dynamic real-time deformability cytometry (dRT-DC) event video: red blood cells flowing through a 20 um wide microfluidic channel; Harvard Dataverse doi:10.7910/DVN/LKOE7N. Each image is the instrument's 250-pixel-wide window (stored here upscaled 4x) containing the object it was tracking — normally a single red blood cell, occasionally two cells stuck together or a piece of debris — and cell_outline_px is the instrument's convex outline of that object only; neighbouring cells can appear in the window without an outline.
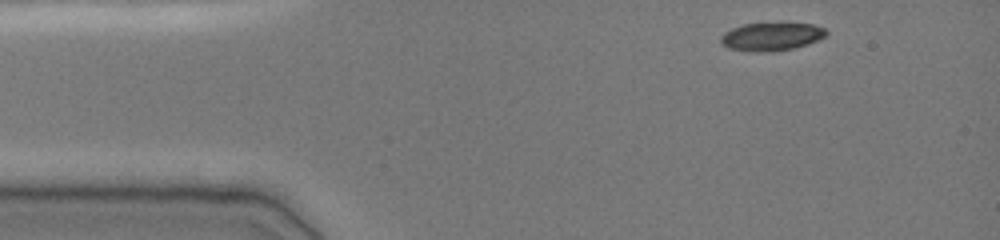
{"species": "common noctule bat (a hibernating species)", "species_latin": "Nyctalus noctula", "temperature_condition": "cold", "stored_images_in_passage": 38, "camera_frame_rate_fps": 3000, "um_per_image_px": 0.085, "animal": {"sex": "female", "body_mass_g": 19.0, "forearm_length_mm": 51.5}, "frame": {"image": 1, "passage_image": 1, "time_ms": 0.0, "image_size_px": [1000, 240], "cell_outline_px": [[828, 32], [824, 36], [808, 44], [796, 48], [772, 52], [748, 52], [728, 48], [720, 40], [720, 36], [724, 32], [732, 28], [744, 24], [812, 24], [824, 28]], "centroid_in_image_um": [65.54, 3.14], "position_along_channel_um": 19.5, "area_um2": 17.17}}
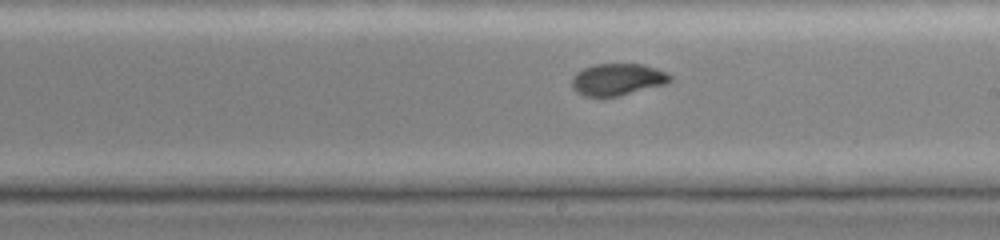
{"frame": {"image": 2, "passage_image": 23, "time_ms": 7.333, "image_size_px": [1000, 240], "cell_outline_px": [[672, 80], [664, 84], [620, 96], [584, 96], [576, 92], [572, 88], [572, 76], [576, 72], [584, 68], [596, 64], [644, 64], [668, 72], [672, 76]], "centroid_in_image_um": [52.49, 6.75], "position_along_channel_um": 236.5, "area_um2": 18.32}}
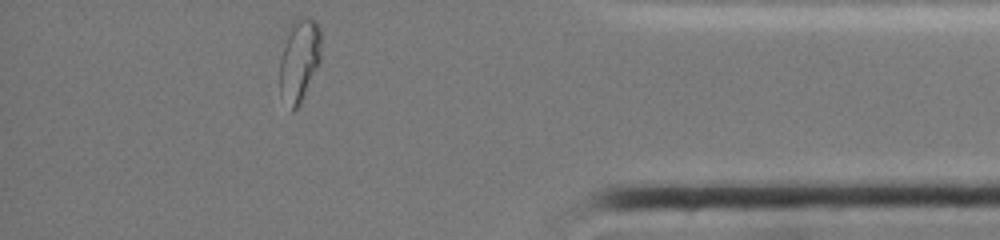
{"frame": {"image": 3, "passage_image": 38, "time_ms": 12.333, "image_size_px": [1000, 240], "cell_outline_px": [[320, 64], [300, 104], [292, 112], [280, 92], [280, 56], [284, 32], [292, 20], [296, 16], [308, 16], [316, 20], [320, 28]], "centroid_in_image_um": [25.42, 5.01], "position_along_channel_um": 409.8, "area_um2": 20.81}, "authors_computed_cell_mechanics": {"area_um2": 18.496, "velocity_mm_per_s": 3.8982, "shape_relaxation_time_tau1_ms": 7.3146, "shape_relaxation_time_tau2_ms": null, "deformation_change_tau1": 0.2262, "deformation_change_tau2": null}}